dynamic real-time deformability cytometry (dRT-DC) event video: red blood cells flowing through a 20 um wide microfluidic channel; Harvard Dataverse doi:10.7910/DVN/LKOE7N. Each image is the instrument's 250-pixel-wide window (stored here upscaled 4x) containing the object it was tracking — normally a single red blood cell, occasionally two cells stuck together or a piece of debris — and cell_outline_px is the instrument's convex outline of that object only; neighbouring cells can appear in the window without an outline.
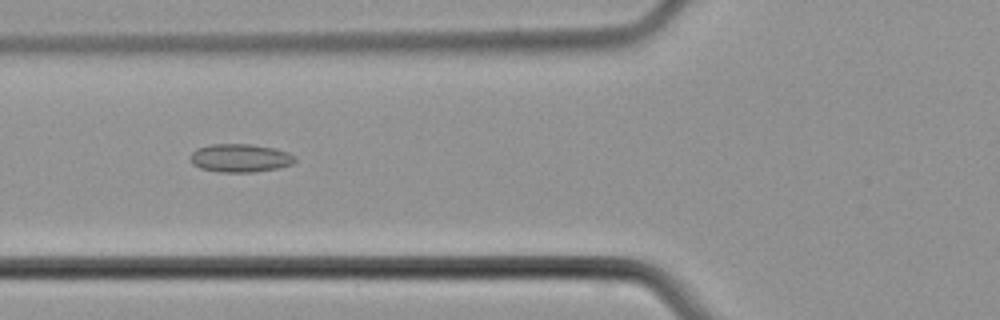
{"species": "common noctule bat (a hibernating species)", "species_latin": "Nyctalus noctula", "temperature_condition": "cold", "stored_images_in_passage": 45, "camera_frame_rate_fps": 3000, "um_per_image_px": 0.085, "animal": {"sex": "male", "body_mass_g": 21.5, "forearm_length_mm": 52.0}, "frame": {"image": 1, "passage_image": 15, "time_ms": 4.667, "image_size_px": [1000, 320], "cell_outline_px": [[296, 160], [292, 164], [280, 168], [256, 172], [220, 172], [200, 168], [192, 164], [192, 152], [196, 148], [208, 144], [252, 144], [272, 148], [288, 152], [296, 156]], "centroid_in_image_um": [20.44, 13.43], "position_along_channel_um": 105.4, "area_um2": 17.34}}
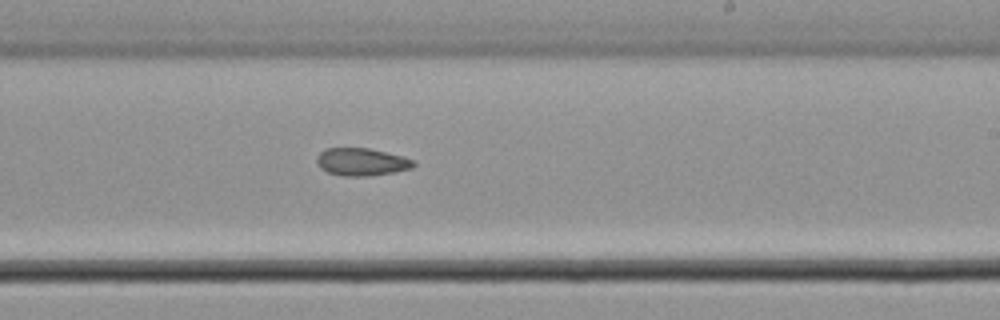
{"frame": {"image": 2, "passage_image": 26, "time_ms": 8.333, "image_size_px": [1000, 320], "cell_outline_px": [[416, 164], [412, 168], [396, 172], [368, 176], [344, 176], [328, 172], [320, 168], [316, 164], [316, 160], [320, 152], [324, 148], [368, 148], [400, 156], [412, 160]], "centroid_in_image_um": [30.7, 13.77], "position_along_channel_um": 258.3, "area_um2": 15.49}}
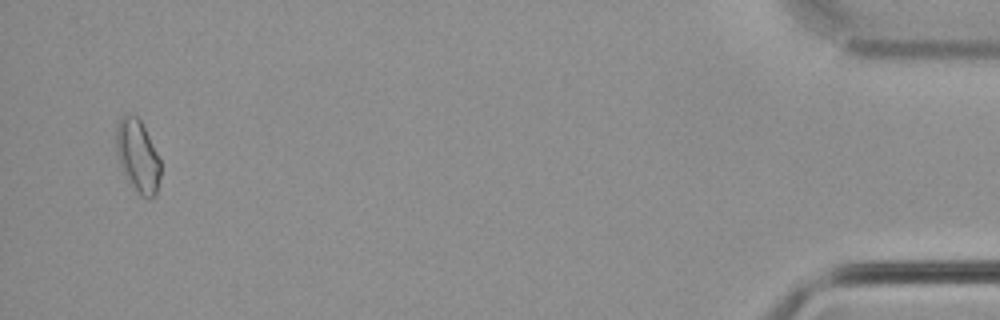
{"frame": {"image": 3, "passage_image": 44, "time_ms": 14.333, "image_size_px": [1000, 320], "cell_outline_px": [[160, 176], [156, 192], [152, 196], [140, 196], [128, 180], [120, 164], [116, 148], [116, 124], [120, 116], [136, 116], [140, 120], [160, 160]], "centroid_in_image_um": [11.69, 13.24], "position_along_channel_um": 423.5, "area_um2": 18.15}}